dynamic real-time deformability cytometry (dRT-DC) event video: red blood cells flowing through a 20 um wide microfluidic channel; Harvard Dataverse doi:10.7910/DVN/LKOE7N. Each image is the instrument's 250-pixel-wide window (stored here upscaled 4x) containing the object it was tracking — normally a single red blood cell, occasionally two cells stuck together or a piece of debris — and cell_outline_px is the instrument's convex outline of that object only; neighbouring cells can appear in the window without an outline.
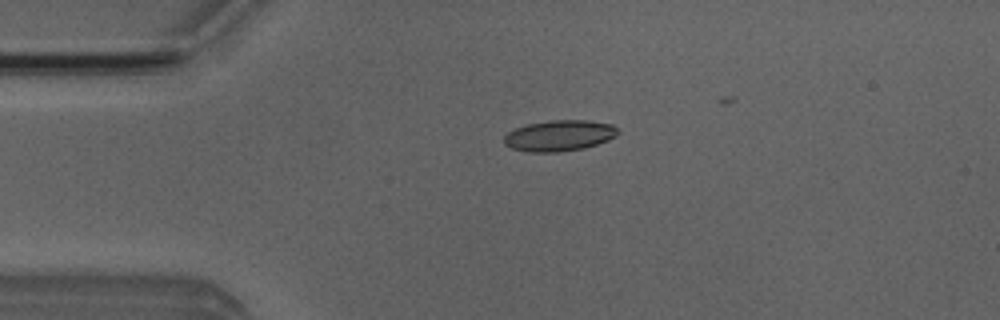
{"species": "Egyptian fruit bat (a non-hibernating species)", "species_latin": "Rousettus aegyptiacus", "temperature_condition": "room temperature", "stored_images_in_passage": 22, "camera_frame_rate_fps": 3000, "um_per_image_px": 0.085, "animal": {"sex": "male"}, "frame": {"image": 1, "passage_image": 12, "time_ms": 3.667, "image_size_px": [1000, 320], "cell_outline_px": [[620, 132], [616, 136], [608, 140], [584, 148], [560, 152], [528, 152], [512, 148], [504, 144], [504, 136], [508, 132], [516, 128], [528, 124], [552, 120], [588, 120], [612, 124]], "centroid_in_image_um": [47.55, 11.53], "position_along_channel_um": 37.5, "area_um2": 20.52}}